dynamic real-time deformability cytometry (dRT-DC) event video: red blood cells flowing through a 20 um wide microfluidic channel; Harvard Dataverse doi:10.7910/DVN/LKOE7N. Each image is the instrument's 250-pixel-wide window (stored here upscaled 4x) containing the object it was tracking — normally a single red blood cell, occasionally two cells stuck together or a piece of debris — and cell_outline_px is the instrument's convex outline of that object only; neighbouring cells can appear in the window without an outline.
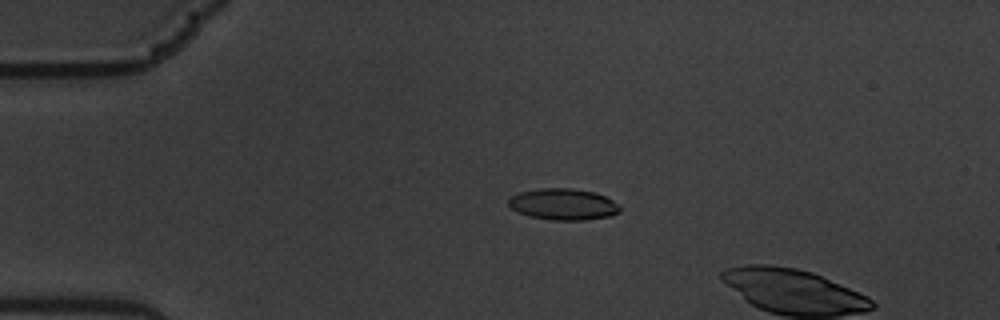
{"species": "common noctule bat (a hibernating species)", "species_latin": "Nyctalus noctula", "temperature_condition": "warm", "stored_images_in_passage": 9, "camera_frame_rate_fps": 3000, "um_per_image_px": 0.085, "animal": {"sex": "male", "body_mass_g": 19.5, "forearm_length_mm": 54.6}, "frame": {"image": 1, "passage_image": 6, "time_ms": 1.667, "image_size_px": [1000, 320], "cell_outline_px": [[620, 212], [612, 216], [584, 220], [552, 220], [528, 216], [516, 212], [508, 204], [508, 200], [512, 196], [520, 192], [540, 188], [572, 188], [596, 192], [620, 204]], "centroid_in_image_um": [47.89, 17.36], "position_along_channel_um": 37.1, "area_um2": 20.58}}